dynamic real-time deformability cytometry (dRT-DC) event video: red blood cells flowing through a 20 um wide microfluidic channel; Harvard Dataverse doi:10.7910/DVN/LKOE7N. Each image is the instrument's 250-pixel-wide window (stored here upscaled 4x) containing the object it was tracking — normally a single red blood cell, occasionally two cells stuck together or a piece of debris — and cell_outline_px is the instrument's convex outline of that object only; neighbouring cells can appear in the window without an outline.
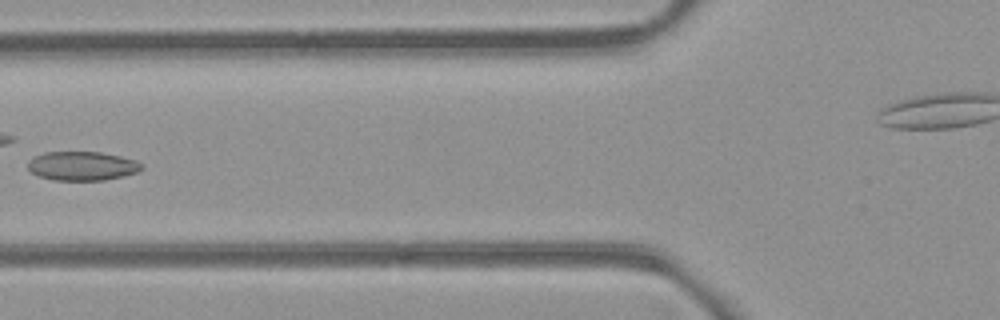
{"species": "common noctule bat (a hibernating species)", "species_latin": "Nyctalus noctula", "temperature_condition": "room temperature", "stored_images_in_passage": 3, "camera_frame_rate_fps": 3000, "um_per_image_px": 0.085, "animal": {"sex": "female", "body_mass_g": 21.9}, "frame": {"image": 1, "passage_image": 3, "time_ms": 2.333, "image_size_px": [1000, 320], "cell_outline_px": [[144, 168], [136, 172], [124, 176], [104, 180], [52, 180], [40, 176], [32, 172], [28, 168], [28, 160], [32, 156], [44, 152], [100, 152], [120, 156], [136, 160], [144, 164]], "centroid_in_image_um": [6.99, 14.1], "position_along_channel_um": 118.8, "area_um2": 19.36}}